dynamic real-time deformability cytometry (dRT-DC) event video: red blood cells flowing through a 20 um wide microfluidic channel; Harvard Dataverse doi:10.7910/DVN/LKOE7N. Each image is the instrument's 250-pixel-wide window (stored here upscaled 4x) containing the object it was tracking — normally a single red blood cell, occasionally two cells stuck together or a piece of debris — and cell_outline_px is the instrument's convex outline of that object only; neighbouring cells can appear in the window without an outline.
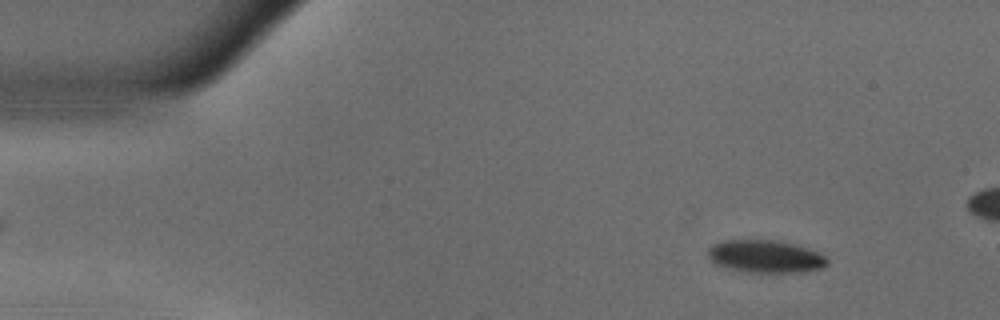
{"species": "common noctule bat (a hibernating species)", "species_latin": "Nyctalus noctula", "temperature_condition": "warm", "stored_images_in_passage": 51, "camera_frame_rate_fps": 3000, "um_per_image_px": 0.085, "animal": {"sex": "male", "body_mass_g": 18.8}, "frame": {"image": 1, "passage_image": 6, "time_ms": 1.667, "image_size_px": [1000, 320], "cell_outline_px": [[828, 264], [820, 268], [800, 272], [752, 272], [732, 268], [716, 264], [708, 256], [708, 248], [712, 244], [724, 240], [776, 240], [796, 244], [808, 248], [824, 256], [828, 260]], "centroid_in_image_um": [65.06, 21.78], "position_along_channel_um": 19.9, "area_um2": 22.37}}
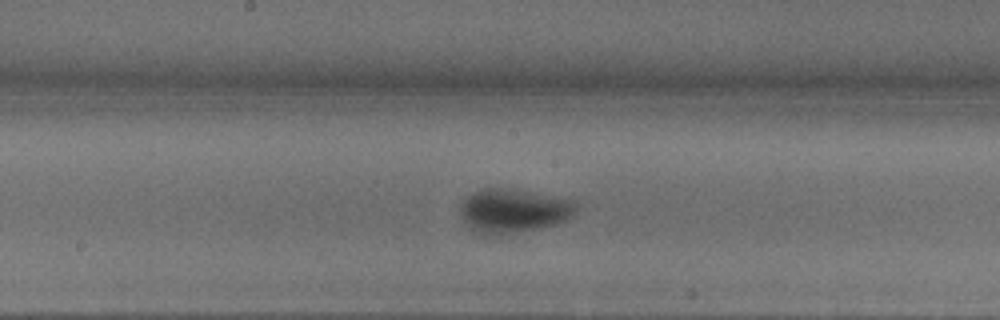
{"frame": {"image": 2, "passage_image": 28, "time_ms": 9.0, "image_size_px": [1000, 320], "cell_outline_px": [[576, 208], [572, 216], [564, 220], [552, 224], [536, 228], [516, 232], [484, 236], [476, 232], [464, 220], [460, 212], [460, 204], [472, 192], [484, 188], [508, 188], [576, 200]], "centroid_in_image_um": [43.61, 17.9], "position_along_channel_um": 204.6, "area_um2": 29.25}}
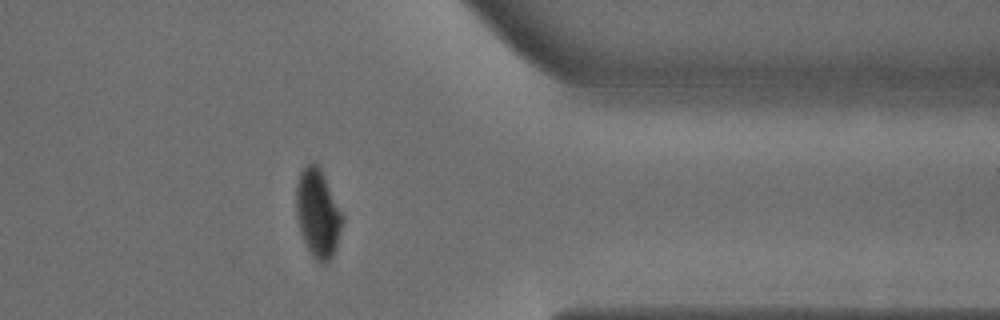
{"frame": {"image": 3, "passage_image": 44, "time_ms": 14.333, "image_size_px": [1000, 320], "cell_outline_px": [[344, 220], [336, 248], [328, 264], [320, 264], [312, 256], [300, 232], [296, 216], [296, 184], [300, 172], [312, 160], [320, 168], [344, 216]], "centroid_in_image_um": [27.02, 18.16], "position_along_channel_um": 384.4, "area_um2": 23.93}}